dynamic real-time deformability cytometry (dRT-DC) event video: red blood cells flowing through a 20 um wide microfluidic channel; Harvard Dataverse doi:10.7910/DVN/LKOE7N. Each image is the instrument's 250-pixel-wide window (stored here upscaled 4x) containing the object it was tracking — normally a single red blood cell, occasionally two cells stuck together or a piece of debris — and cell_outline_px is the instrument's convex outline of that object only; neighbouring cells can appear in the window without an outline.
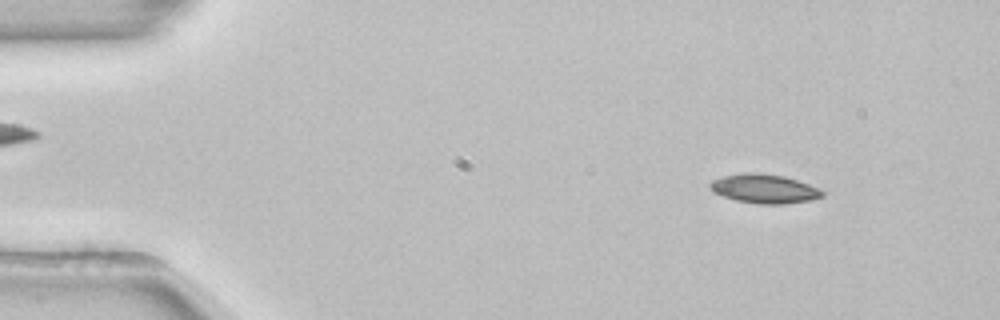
{"species": "common noctule bat (a hibernating species)", "species_latin": "Nyctalus noctula", "temperature_condition": "room temperature", "stored_images_in_passage": 53, "camera_frame_rate_fps": 3000, "um_per_image_px": 0.085, "animal": {"sex": "female", "body_mass_g": 22.7, "forearm_length_mm": 54.2}, "frame": {"image": 1, "passage_image": 6, "time_ms": 1.667, "image_size_px": [1000, 320], "cell_outline_px": [[824, 196], [812, 200], [784, 204], [756, 204], [736, 200], [724, 196], [708, 188], [708, 184], [712, 180], [720, 176], [744, 172], [756, 172], [784, 176], [820, 188], [824, 192]], "centroid_in_image_um": [64.96, 16.03], "position_along_channel_um": 20.0, "area_um2": 19.19}}
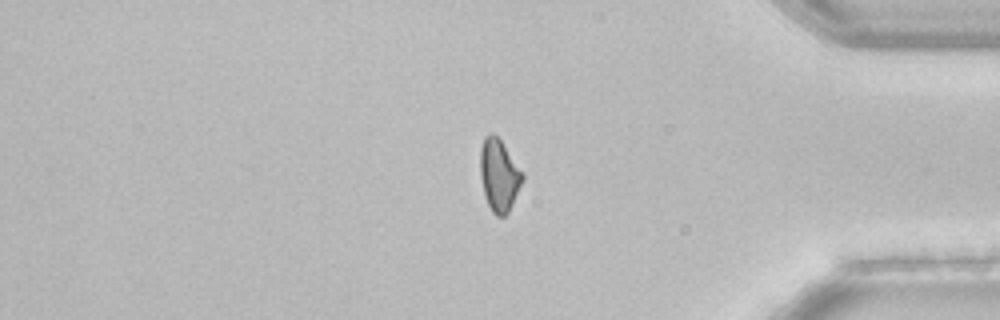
{"frame": {"image": 2, "passage_image": 44, "time_ms": 14.333, "image_size_px": [1000, 320], "cell_outline_px": [[524, 180], [508, 212], [504, 216], [496, 216], [492, 212], [484, 196], [480, 176], [480, 148], [484, 136], [488, 132], [492, 132], [500, 140], [524, 172]], "centroid_in_image_um": [42.41, 14.88], "position_along_channel_um": 392.8, "area_um2": 17.98}}
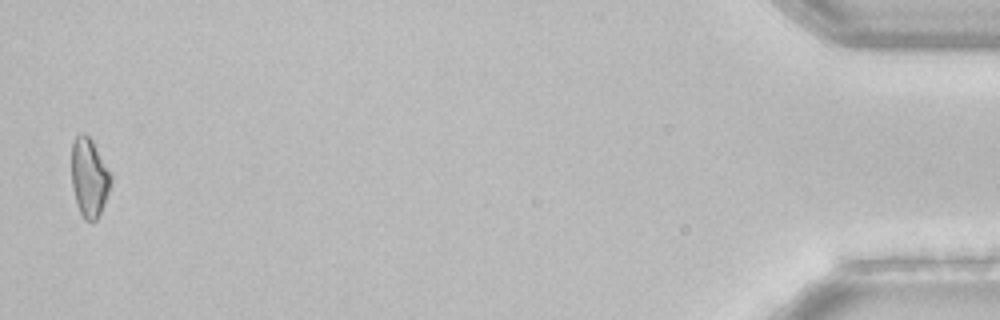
{"frame": {"image": 3, "passage_image": 52, "time_ms": 17.0, "image_size_px": [1000, 320], "cell_outline_px": [[112, 180], [100, 216], [96, 220], [84, 220], [76, 204], [72, 188], [72, 144], [76, 136], [84, 132], [92, 140], [112, 176]], "centroid_in_image_um": [7.58, 15.11], "position_along_channel_um": 427.6, "area_um2": 17.98}}